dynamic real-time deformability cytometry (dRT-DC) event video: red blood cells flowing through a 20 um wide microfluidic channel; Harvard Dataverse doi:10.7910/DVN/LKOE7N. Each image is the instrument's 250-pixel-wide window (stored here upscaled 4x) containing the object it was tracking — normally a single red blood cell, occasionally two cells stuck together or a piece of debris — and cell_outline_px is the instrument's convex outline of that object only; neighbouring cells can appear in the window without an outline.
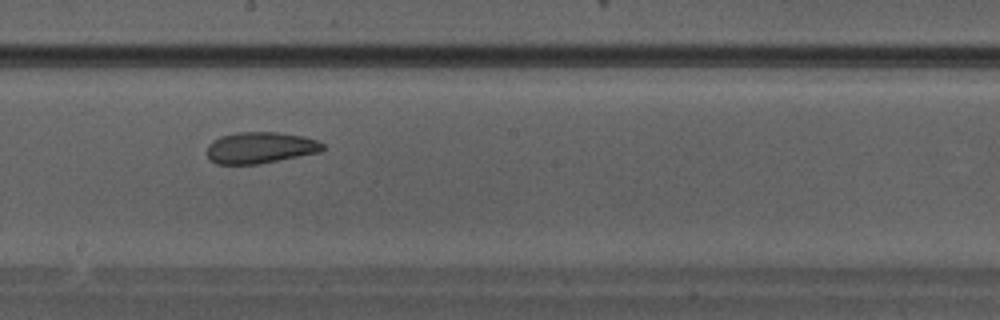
{"species": "Egyptian fruit bat (a non-hibernating species)", "species_latin": "Rousettus aegyptiacus", "temperature_condition": "warm", "stored_images_in_passage": 35, "camera_frame_rate_fps": 3000, "um_per_image_px": 0.085, "animal": {"sex": "male"}, "frame": {"image": 1, "passage_image": 20, "time_ms": 6.333, "image_size_px": [1000, 320], "cell_outline_px": [[324, 148], [320, 152], [260, 164], [216, 164], [208, 160], [208, 144], [212, 140], [220, 136], [236, 132], [276, 132], [304, 136], [316, 140], [324, 144]], "centroid_in_image_um": [22.1, 12.55], "position_along_channel_um": 226.1, "area_um2": 21.33}}